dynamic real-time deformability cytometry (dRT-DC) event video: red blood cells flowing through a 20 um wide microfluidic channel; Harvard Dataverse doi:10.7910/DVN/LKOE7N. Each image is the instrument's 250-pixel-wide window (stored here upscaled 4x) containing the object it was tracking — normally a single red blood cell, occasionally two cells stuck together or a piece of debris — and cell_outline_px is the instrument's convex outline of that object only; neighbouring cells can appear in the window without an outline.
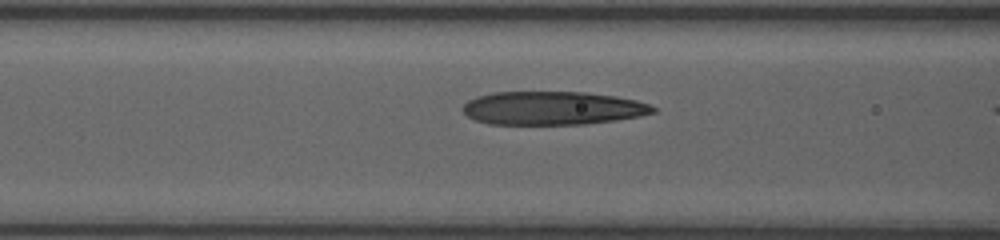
{"species": "human", "species_latin": "Homo sapiens", "temperature_condition": "room temperature", "stored_images_in_passage": 16, "camera_frame_rate_fps": 3000, "um_per_image_px": 0.085, "donor": {"sex": "female"}, "frame": {"image": 1, "passage_image": 11, "time_ms": 1.667, "image_size_px": [1000, 240], "cell_outline_px": [[656, 112], [640, 116], [616, 120], [584, 124], [488, 124], [476, 120], [468, 116], [460, 108], [468, 100], [476, 96], [492, 92], [588, 92], [616, 96], [636, 100], [648, 104], [656, 108]], "centroid_in_image_um": [46.96, 9.18], "position_along_channel_um": 119.6, "area_um2": 37.22}}